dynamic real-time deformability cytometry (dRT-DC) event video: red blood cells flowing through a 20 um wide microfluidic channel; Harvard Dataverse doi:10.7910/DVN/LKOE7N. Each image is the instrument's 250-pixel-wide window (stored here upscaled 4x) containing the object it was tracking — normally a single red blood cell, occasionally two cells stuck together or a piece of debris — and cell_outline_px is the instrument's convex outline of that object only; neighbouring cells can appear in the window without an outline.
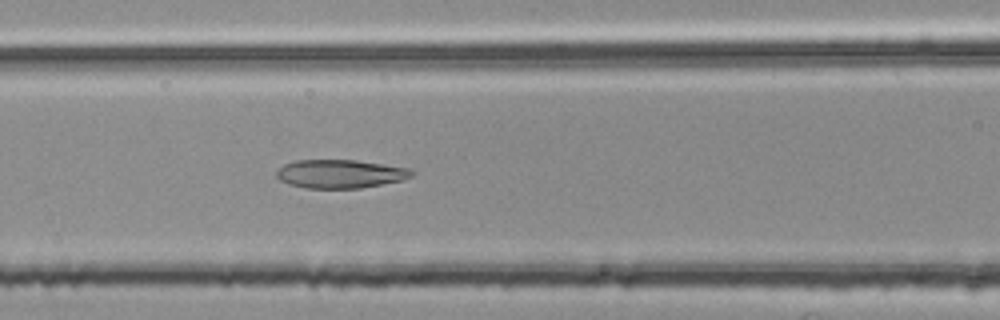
{"species": "common noctule bat (a hibernating species)", "species_latin": "Nyctalus noctula", "temperature_condition": "room temperature", "stored_images_in_passage": 40, "camera_frame_rate_fps": 3000, "um_per_image_px": 0.085, "animal": {"sex": "female", "body_mass_g": 25.1}, "frame": {"image": 1, "passage_image": 13, "time_ms": 4.0, "image_size_px": [1000, 320], "cell_outline_px": [[416, 172], [412, 176], [400, 180], [360, 188], [304, 188], [288, 184], [280, 180], [276, 176], [276, 172], [284, 164], [292, 160], [356, 160], [408, 168]], "centroid_in_image_um": [28.87, 14.77], "position_along_channel_um": 137.7, "area_um2": 22.37}}
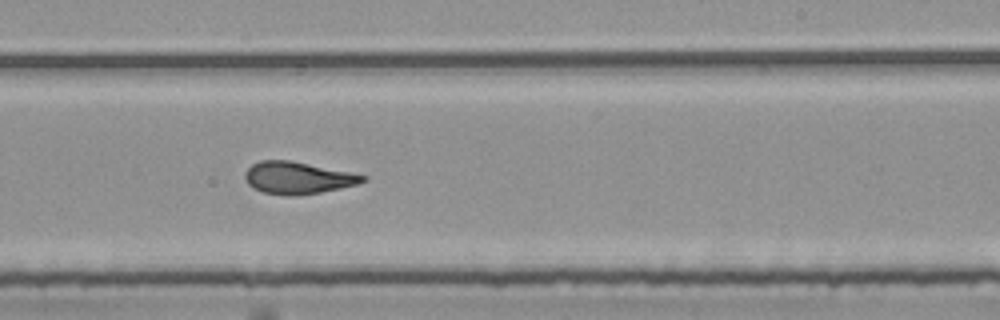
{"frame": {"image": 2, "passage_image": 23, "time_ms": 7.333, "image_size_px": [1000, 320], "cell_outline_px": [[368, 180], [356, 184], [340, 188], [320, 192], [288, 196], [264, 192], [252, 188], [248, 184], [244, 176], [244, 172], [252, 164], [260, 160], [288, 160], [368, 176]], "centroid_in_image_um": [25.27, 15.11], "position_along_channel_um": 263.7, "area_um2": 21.73}}
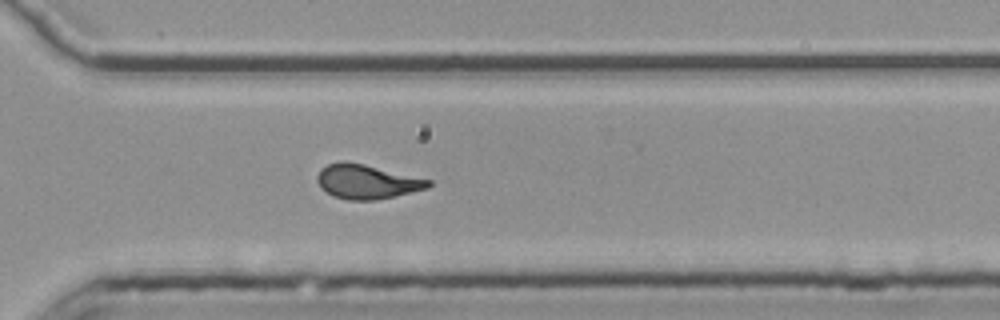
{"frame": {"image": 3, "passage_image": 29, "time_ms": 9.333, "image_size_px": [1000, 320], "cell_outline_px": [[432, 184], [428, 188], [412, 192], [376, 200], [348, 200], [332, 196], [320, 188], [316, 180], [316, 176], [320, 168], [328, 164], [340, 160], [344, 160], [364, 164], [432, 180]], "centroid_in_image_um": [31.14, 15.43], "position_along_channel_um": 339.5, "area_um2": 22.48}, "authors_computed_cell_mechanics": {"area_um2": 22.2241, "velocity_mm_per_s": 3.7876, "shape_relaxation_time_tau1_ms": null, "shape_relaxation_time_tau2_ms": 1.8097, "deformation_change_tau1": null, "deformation_change_tau2": 0.1056}}